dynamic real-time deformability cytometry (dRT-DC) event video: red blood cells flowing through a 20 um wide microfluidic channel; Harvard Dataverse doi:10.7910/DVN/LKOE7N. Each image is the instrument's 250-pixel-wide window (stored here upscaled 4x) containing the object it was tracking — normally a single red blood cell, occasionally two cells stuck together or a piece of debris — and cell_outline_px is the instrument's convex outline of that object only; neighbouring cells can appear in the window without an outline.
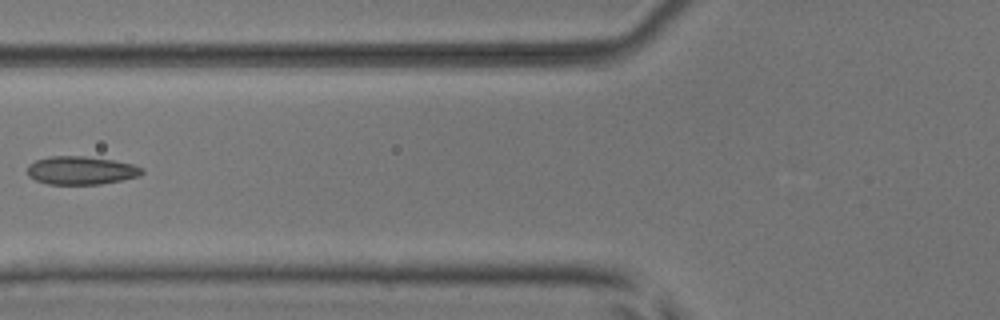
{"species": "common noctule bat (a hibernating species)", "species_latin": "Nyctalus noctula", "temperature_condition": "room temperature", "stored_images_in_passage": 7, "camera_frame_rate_fps": 3000, "um_per_image_px": 0.085, "animal": {"sex": "male", "body_mass_g": 17.9, "forearm_length_mm": 54.2}, "frame": {"image": 1, "passage_image": 6, "time_ms": 1.667, "image_size_px": [1000, 320], "cell_outline_px": [[144, 172], [140, 176], [100, 184], [48, 184], [36, 180], [28, 176], [28, 164], [36, 160], [48, 156], [84, 156], [112, 160], [132, 164], [144, 168]], "centroid_in_image_um": [6.89, 14.48], "position_along_channel_um": 118.9, "area_um2": 18.84}}
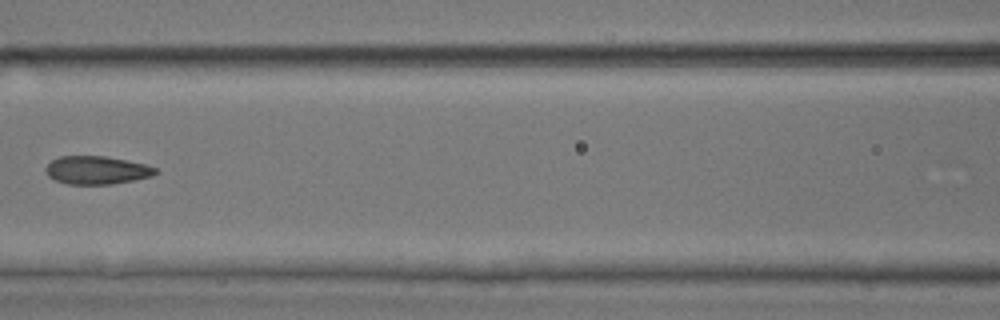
{"frame": {"image": 2, "passage_image": 7, "time_ms": 2.0, "image_size_px": [1000, 320], "cell_outline_px": [[160, 172], [152, 176], [112, 184], [68, 184], [56, 180], [48, 176], [44, 168], [52, 160], [60, 156], [104, 156], [144, 164], [156, 168]], "centroid_in_image_um": [8.21, 14.46], "position_along_channel_um": 158.4, "area_um2": 17.86}}